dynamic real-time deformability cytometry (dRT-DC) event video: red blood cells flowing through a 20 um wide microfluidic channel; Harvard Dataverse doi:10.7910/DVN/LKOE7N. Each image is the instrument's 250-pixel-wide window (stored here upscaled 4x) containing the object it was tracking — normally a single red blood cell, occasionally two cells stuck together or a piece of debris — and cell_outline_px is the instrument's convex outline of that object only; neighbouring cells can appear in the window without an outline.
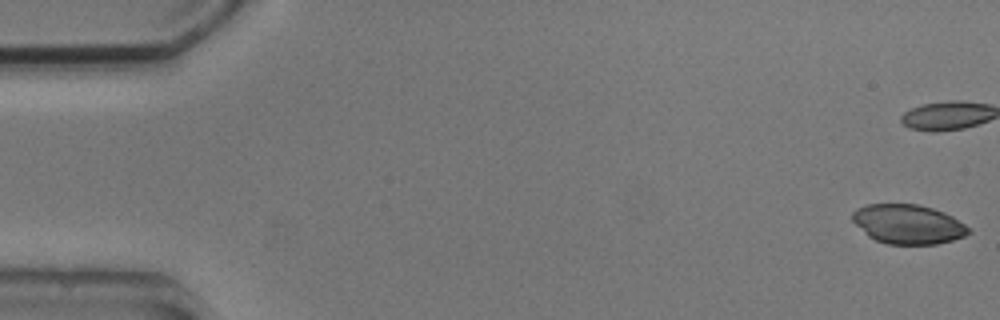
{"species": "common noctule bat (a hibernating species)", "species_latin": "Nyctalus noctula", "temperature_condition": "cold", "stored_images_in_passage": 4, "camera_frame_rate_fps": 3000, "um_per_image_px": 0.085, "animal": {"sex": "male", "body_mass_g": 20.5, "forearm_length_mm": 52.5}, "frame": {"image": 1, "passage_image": 1, "time_ms": 0.0, "image_size_px": [1000, 320], "cell_outline_px": [[972, 232], [964, 236], [952, 240], [936, 244], [888, 244], [876, 240], [868, 236], [852, 220], [852, 212], [856, 208], [868, 204], [916, 204], [932, 208], [944, 212], [952, 216], [964, 224]], "centroid_in_image_um": [77.17, 19.05], "position_along_channel_um": 7.8, "area_um2": 26.53}}